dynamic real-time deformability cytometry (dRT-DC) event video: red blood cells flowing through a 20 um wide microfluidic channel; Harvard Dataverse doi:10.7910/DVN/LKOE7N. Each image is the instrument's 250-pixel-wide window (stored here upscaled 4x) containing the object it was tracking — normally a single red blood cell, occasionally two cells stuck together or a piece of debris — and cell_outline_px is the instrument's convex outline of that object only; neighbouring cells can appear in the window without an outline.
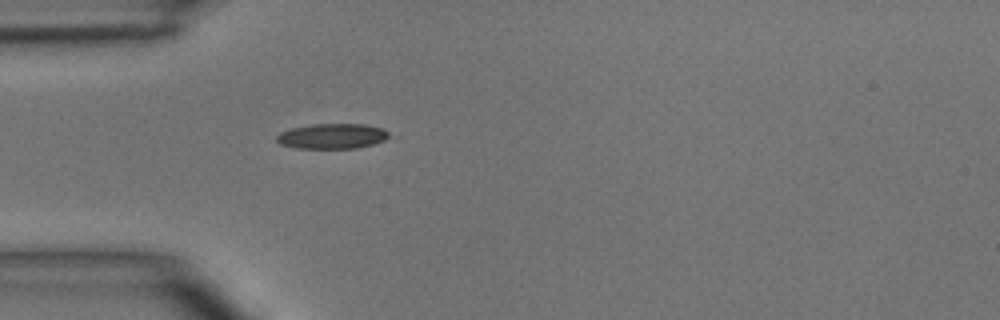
{"species": "common noctule bat (a hibernating species)", "species_latin": "Nyctalus noctula", "temperature_condition": "room temperature", "stored_images_in_passage": 1, "camera_frame_rate_fps": 3000, "um_per_image_px": 0.085, "animal": {"sex": "male", "body_mass_g": 15.6}, "frame": {"image": 1, "passage_image": 1, "time_ms": 0.0, "image_size_px": [1000, 320], "cell_outline_px": [[400, 136], [372, 144], [356, 148], [296, 148], [280, 144], [276, 140], [276, 136], [280, 132], [292, 128], [312, 124], [364, 124], [384, 128]], "centroid_in_image_um": [28.37, 11.57], "position_along_channel_um": 56.6, "area_um2": 16.94}}